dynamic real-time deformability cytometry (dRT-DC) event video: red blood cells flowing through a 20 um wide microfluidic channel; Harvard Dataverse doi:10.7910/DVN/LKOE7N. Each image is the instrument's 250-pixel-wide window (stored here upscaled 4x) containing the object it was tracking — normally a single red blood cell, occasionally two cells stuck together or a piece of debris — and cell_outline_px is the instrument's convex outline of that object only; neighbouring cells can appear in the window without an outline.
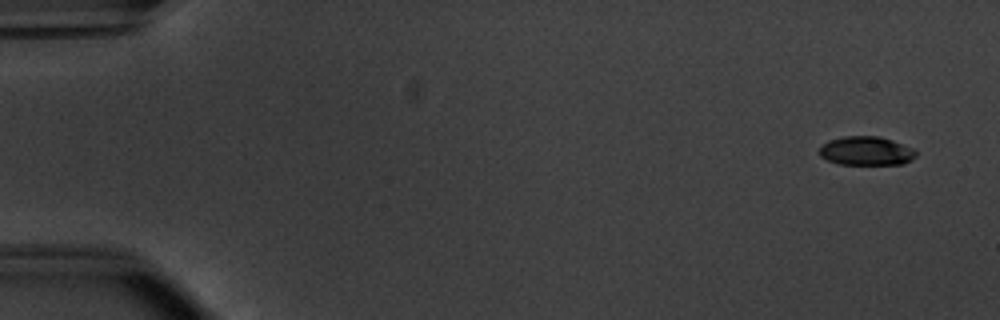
{"species": "common noctule bat (a hibernating species)", "species_latin": "Nyctalus noctula", "temperature_condition": "warm", "stored_images_in_passage": 52, "camera_frame_rate_fps": 3000, "um_per_image_px": 0.085, "animal": {"sex": "male", "body_mass_g": 20.1, "forearm_length_mm": 53.5}, "frame": {"image": 1, "passage_image": 1, "time_ms": 0.0, "image_size_px": [1000, 320], "cell_outline_px": [[916, 156], [912, 160], [904, 164], [840, 164], [828, 160], [820, 156], [816, 152], [820, 144], [828, 140], [844, 136], [880, 136], [892, 140], [912, 148], [916, 152]], "centroid_in_image_um": [73.58, 12.82], "position_along_channel_um": 11.4, "area_um2": 16.47}}
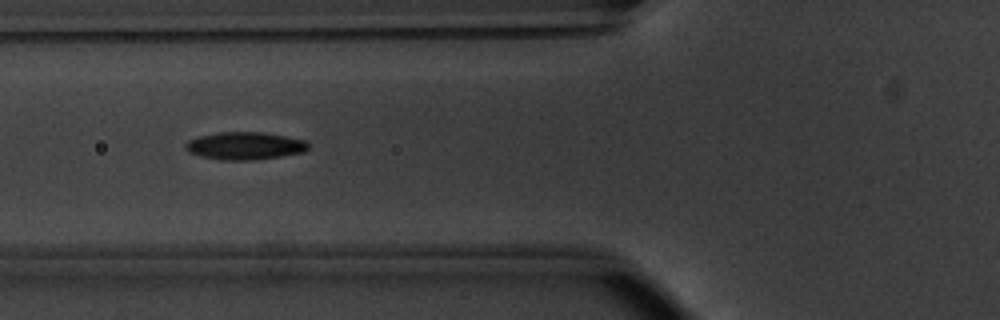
{"frame": {"image": 2, "passage_image": 19, "time_ms": 6.0, "image_size_px": [1000, 320], "cell_outline_px": [[308, 148], [304, 152], [280, 156], [252, 160], [220, 160], [200, 156], [188, 152], [184, 148], [184, 144], [188, 140], [200, 136], [220, 132], [264, 132], [308, 140]], "centroid_in_image_um": [20.81, 12.39], "position_along_channel_um": 105.0, "area_um2": 19.88}}
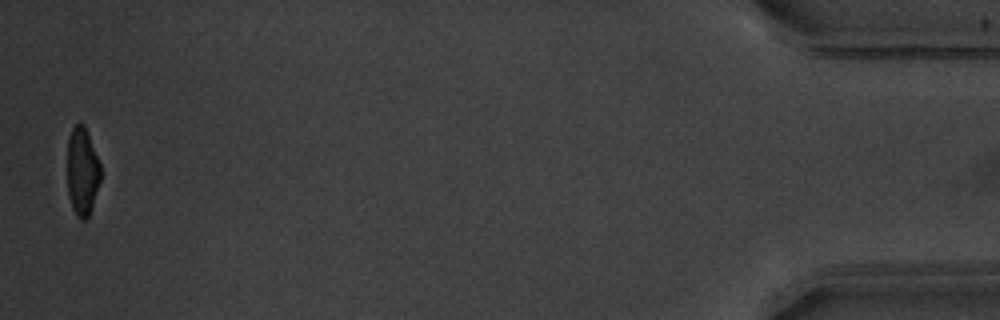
{"frame": {"image": 3, "passage_image": 51, "time_ms": 16.667, "image_size_px": [1000, 320], "cell_outline_px": [[100, 180], [88, 216], [84, 220], [80, 220], [76, 216], [72, 208], [68, 196], [68, 140], [72, 128], [76, 124], [84, 124], [100, 164]], "centroid_in_image_um": [6.98, 14.59], "position_along_channel_um": 428.2, "area_um2": 16.76}, "authors_computed_cell_mechanics": {"area_um2": 18.9584, "velocity_mm_per_s": 3.8351, "shape_relaxation_time_tau1_ms": 2.6184, "shape_relaxation_time_tau2_ms": 1.9583, "deformation_change_tau1": 0.1627, "deformation_change_tau2": 0.0793}}